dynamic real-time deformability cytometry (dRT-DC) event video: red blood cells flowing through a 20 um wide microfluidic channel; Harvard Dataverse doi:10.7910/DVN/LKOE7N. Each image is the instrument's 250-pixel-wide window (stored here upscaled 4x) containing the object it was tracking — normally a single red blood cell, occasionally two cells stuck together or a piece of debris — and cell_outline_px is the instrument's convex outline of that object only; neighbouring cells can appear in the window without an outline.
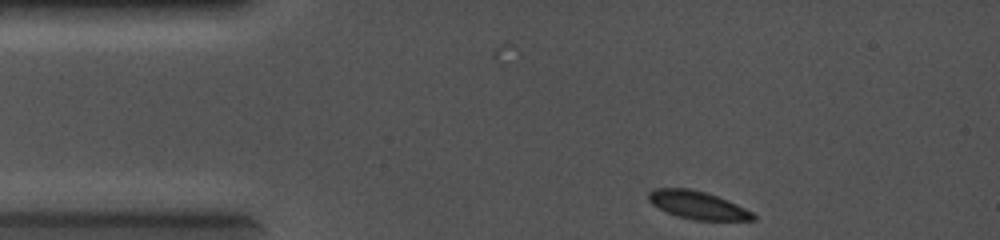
{"species": "common noctule bat (a hibernating species)", "species_latin": "Nyctalus noctula", "temperature_condition": "cold", "stored_images_in_passage": 51, "camera_frame_rate_fps": 5000, "um_per_image_px": 0.085, "animal": {"sex": "female", "body_mass_g": 19.0, "forearm_length_mm": 56.7}, "frame": {"image": 1, "passage_image": 1, "time_ms": 0.0, "image_size_px": [1000, 240], "cell_outline_px": [[756, 220], [692, 220], [676, 216], [652, 204], [648, 200], [648, 192], [652, 188], [688, 188], [708, 192], [728, 200], [752, 212], [756, 216]], "centroid_in_image_um": [59.29, 17.42], "position_along_channel_um": 25.7, "area_um2": 17.11}}
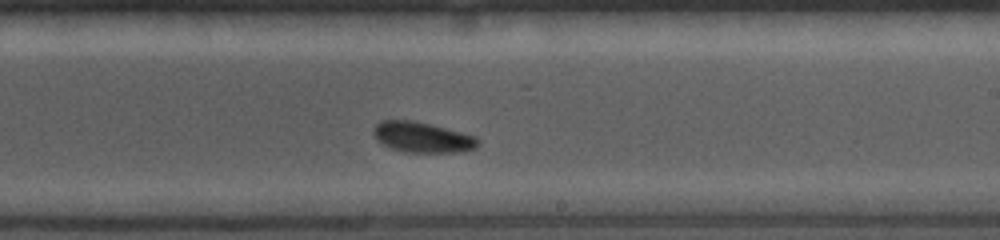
{"frame": {"image": 2, "passage_image": 31, "time_ms": 6.0, "image_size_px": [1000, 240], "cell_outline_px": [[480, 144], [476, 148], [464, 152], [404, 152], [392, 148], [376, 140], [372, 132], [372, 128], [380, 120], [412, 120], [476, 136], [480, 140]], "centroid_in_image_um": [35.9, 11.67], "position_along_channel_um": 253.1, "area_um2": 18.61}}
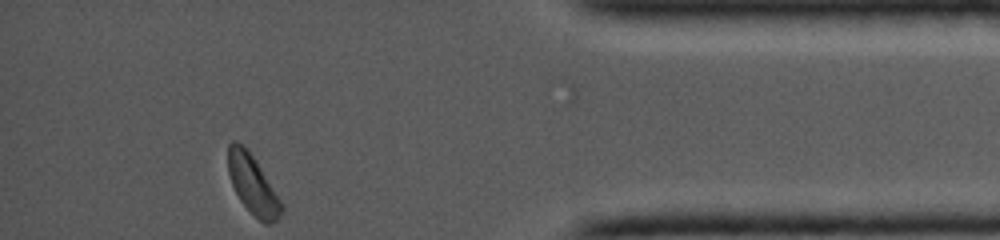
{"frame": {"image": 3, "passage_image": 51, "time_ms": 10.0, "image_size_px": [1000, 240], "cell_outline_px": [[284, 208], [280, 216], [272, 224], [264, 224], [240, 200], [232, 184], [228, 172], [228, 144], [232, 140], [236, 140], [252, 156], [284, 204]], "centroid_in_image_um": [21.5, 15.72], "position_along_channel_um": 413.7, "area_um2": 17.92}}